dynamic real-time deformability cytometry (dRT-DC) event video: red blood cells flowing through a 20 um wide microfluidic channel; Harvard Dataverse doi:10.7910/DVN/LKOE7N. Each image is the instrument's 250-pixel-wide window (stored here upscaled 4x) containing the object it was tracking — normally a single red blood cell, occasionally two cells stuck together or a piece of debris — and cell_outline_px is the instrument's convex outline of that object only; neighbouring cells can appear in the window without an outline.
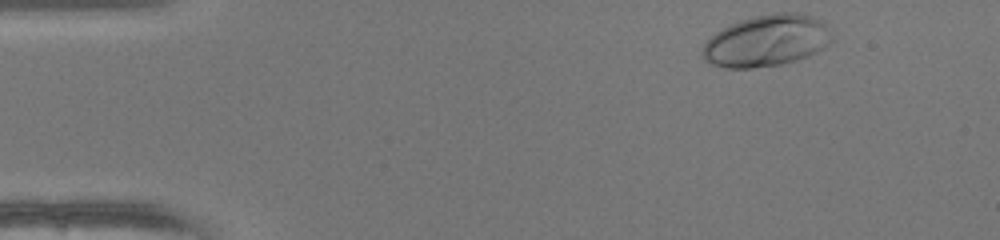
{"species": "human", "species_latin": "Homo sapiens", "temperature_condition": "warm", "stored_images_in_passage": 37, "camera_frame_rate_fps": 3000, "um_per_image_px": 0.085, "donor": {"sex": "female"}, "frame": {"image": 1, "passage_image": 1, "time_ms": 0.0, "image_size_px": [1000, 240], "cell_outline_px": [[832, 44], [808, 56], [796, 60], [780, 64], [752, 68], [724, 68], [712, 64], [704, 60], [700, 52], [704, 44], [720, 28], [728, 24], [740, 20], [756, 16], [776, 12], [796, 12], [812, 16], [824, 20], [832, 36]], "centroid_in_image_um": [65.17, 3.45], "position_along_channel_um": 19.8, "area_um2": 39.3}}
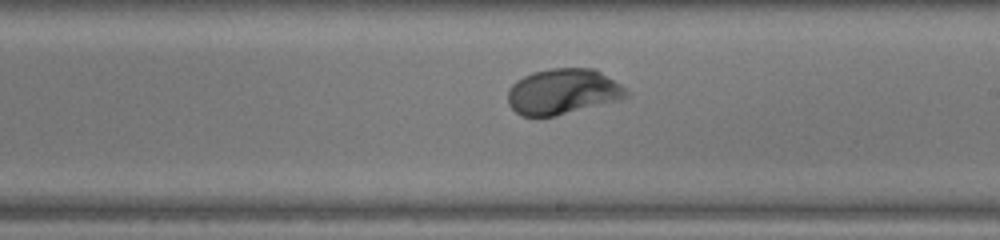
{"frame": {"image": 2, "passage_image": 24, "time_ms": 7.667, "image_size_px": [1000, 240], "cell_outline_px": [[628, 96], [620, 100], [556, 116], [520, 116], [508, 104], [508, 88], [516, 80], [532, 72], [548, 68], [596, 68], [620, 84], [628, 92]], "centroid_in_image_um": [47.83, 7.78], "position_along_channel_um": 241.2, "area_um2": 31.73}}
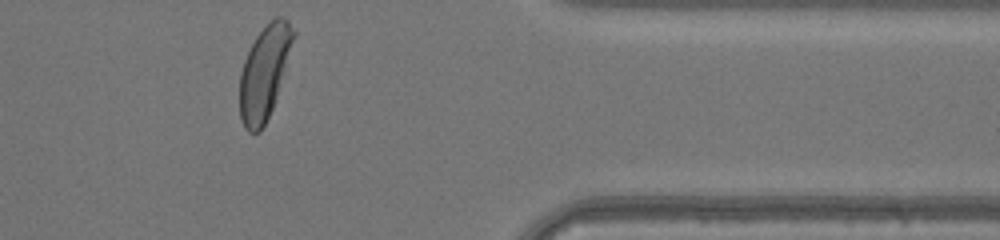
{"frame": {"image": 3, "passage_image": 36, "time_ms": 11.667, "image_size_px": [1000, 240], "cell_outline_px": [[296, 36], [272, 108], [260, 132], [248, 132], [244, 128], [240, 116], [240, 72], [244, 60], [256, 36], [276, 16], [284, 16], [288, 20], [296, 32]], "centroid_in_image_um": [22.48, 6.13], "position_along_channel_um": 388.9, "area_um2": 28.84}, "authors_computed_cell_mechanics": {"area_um2": 31.0964, "velocity_mm_per_s": 4.1732, "shape_relaxation_time_tau1_ms": 2.1686, "shape_relaxation_time_tau2_ms": null, "deformation_change_tau1": 0.1823, "deformation_change_tau2": null}}